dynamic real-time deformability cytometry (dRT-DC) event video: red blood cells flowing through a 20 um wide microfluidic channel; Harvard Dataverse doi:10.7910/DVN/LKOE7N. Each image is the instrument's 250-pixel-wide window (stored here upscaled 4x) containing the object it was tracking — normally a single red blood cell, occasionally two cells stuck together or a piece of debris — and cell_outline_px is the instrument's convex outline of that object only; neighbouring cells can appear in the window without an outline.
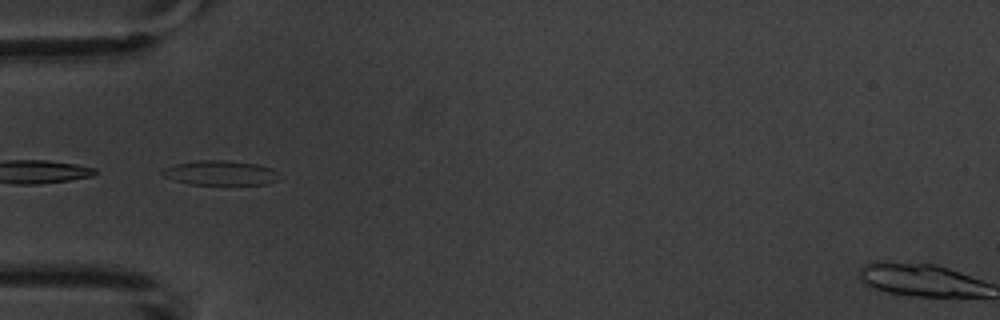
{"species": "common noctule bat (a hibernating species)", "species_latin": "Nyctalus noctula", "temperature_condition": "warm", "stored_images_in_passage": 9, "camera_frame_rate_fps": 3000, "um_per_image_px": 0.085, "animal": {"sex": "male", "body_mass_g": 20.1, "forearm_length_mm": 53.5}, "frame": {"image": 1, "passage_image": 4, "time_ms": 4.333, "image_size_px": [1000, 320], "cell_outline_px": [[276, 180], [268, 184], [188, 184], [164, 176], [160, 172], [164, 168], [176, 164], [200, 160], [228, 160], [256, 164], [272, 168], [276, 172]], "centroid_in_image_um": [18.71, 14.69], "position_along_channel_um": 66.3, "area_um2": 16.47}}
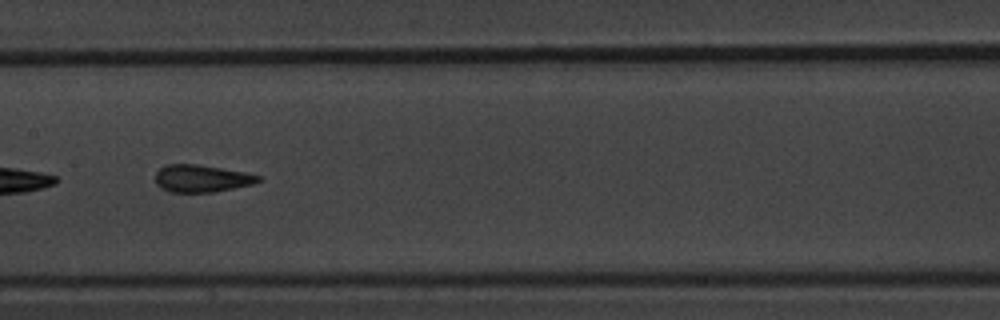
{"frame": {"image": 2, "passage_image": 7, "time_ms": 7.667, "image_size_px": [1000, 320], "cell_outline_px": [[264, 180], [252, 184], [216, 192], [168, 192], [160, 188], [156, 184], [156, 172], [164, 164], [196, 164], [244, 172], [264, 176]], "centroid_in_image_um": [17.15, 15.17], "position_along_channel_um": 190.2, "area_um2": 16.59}}
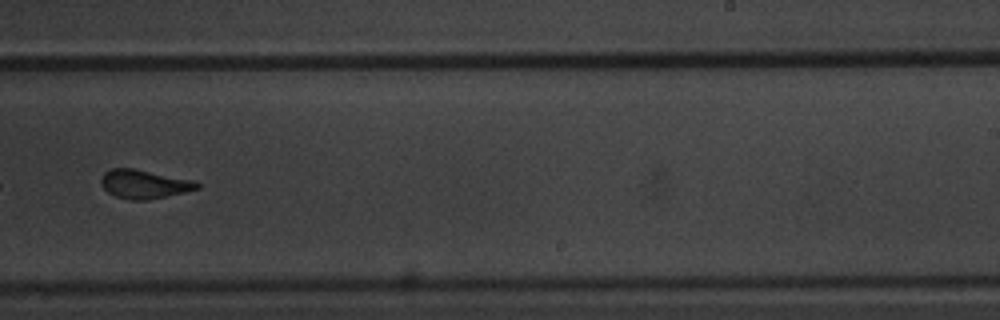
{"frame": {"image": 3, "passage_image": 9, "time_ms": 10.0, "image_size_px": [1000, 320], "cell_outline_px": [[200, 188], [184, 192], [148, 200], [132, 200], [116, 196], [108, 192], [100, 184], [100, 180], [104, 172], [112, 168], [132, 168], [192, 180], [200, 184]], "centroid_in_image_um": [12.22, 15.65], "position_along_channel_um": 276.8, "area_um2": 15.9}}